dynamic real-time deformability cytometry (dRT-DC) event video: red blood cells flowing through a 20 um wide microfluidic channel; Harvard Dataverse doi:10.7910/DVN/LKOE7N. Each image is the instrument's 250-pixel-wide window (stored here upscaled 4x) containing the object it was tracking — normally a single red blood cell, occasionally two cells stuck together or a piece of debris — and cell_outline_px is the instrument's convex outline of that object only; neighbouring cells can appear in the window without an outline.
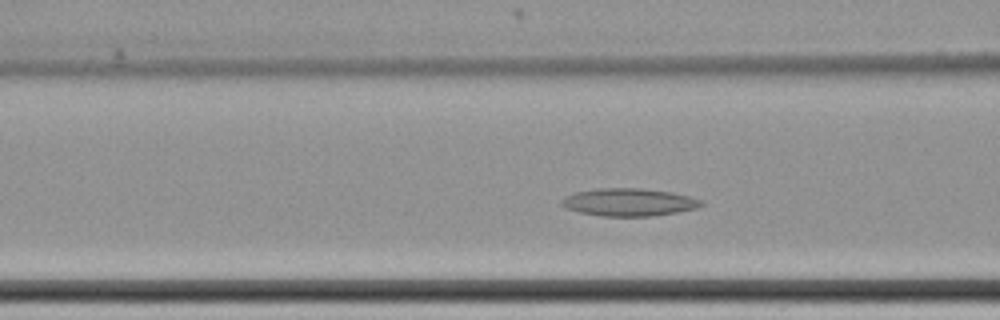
{"species": "common noctule bat (a hibernating species)", "species_latin": "Nyctalus noctula", "temperature_condition": "cold", "stored_images_in_passage": 55, "camera_frame_rate_fps": 3000, "um_per_image_px": 0.085, "animal": {"sex": "female", "body_mass_g": 22.7, "forearm_length_mm": 54.2}, "frame": {"image": 1, "passage_image": 18, "time_ms": 5.667, "image_size_px": [1000, 320], "cell_outline_px": [[704, 204], [696, 208], [676, 212], [652, 216], [600, 216], [580, 212], [568, 208], [560, 204], [560, 200], [564, 196], [576, 192], [596, 188], [644, 188], [672, 192], [688, 196], [700, 200]], "centroid_in_image_um": [53.42, 17.18], "position_along_channel_um": 113.2, "area_um2": 22.48}}
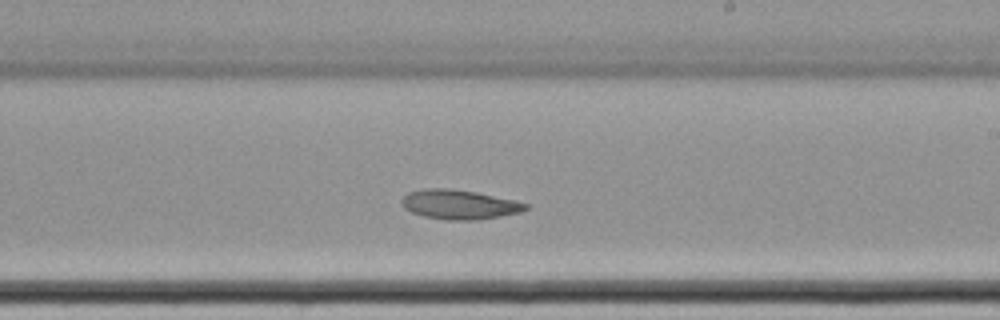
{"frame": {"image": 2, "passage_image": 30, "time_ms": 9.667, "image_size_px": [1000, 320], "cell_outline_px": [[528, 208], [520, 212], [500, 216], [472, 220], [444, 220], [424, 216], [412, 212], [404, 208], [400, 204], [400, 200], [408, 192], [424, 188], [448, 188], [476, 192], [516, 200], [528, 204]], "centroid_in_image_um": [39.01, 17.37], "position_along_channel_um": 250.0, "area_um2": 21.33}}
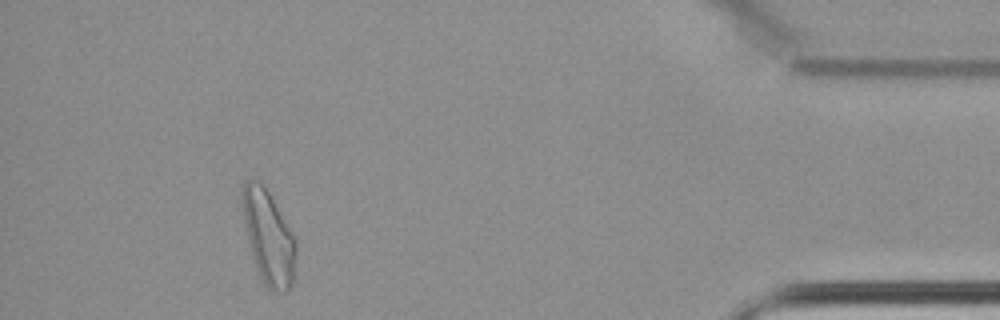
{"frame": {"image": 3, "passage_image": 49, "time_ms": 16.0, "image_size_px": [1000, 320], "cell_outline_px": [[296, 252], [292, 284], [288, 292], [284, 292], [268, 288], [264, 284], [260, 276], [248, 240], [244, 224], [240, 200], [240, 188], [244, 180], [256, 180], [268, 192], [280, 212], [296, 240]], "centroid_in_image_um": [22.79, 20.13], "position_along_channel_um": 412.4, "area_um2": 28.9}}